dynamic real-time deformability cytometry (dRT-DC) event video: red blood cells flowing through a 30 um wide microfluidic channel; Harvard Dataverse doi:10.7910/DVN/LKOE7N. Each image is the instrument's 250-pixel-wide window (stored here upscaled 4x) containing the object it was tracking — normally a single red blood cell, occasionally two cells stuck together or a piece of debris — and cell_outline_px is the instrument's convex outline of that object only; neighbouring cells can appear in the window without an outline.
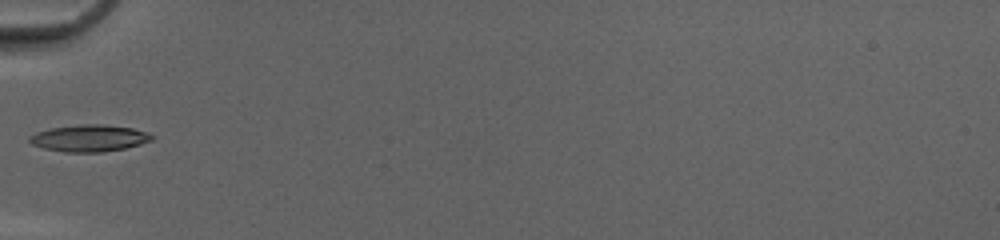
{"species": "common noctule bat (a hibernating species)", "species_latin": "Nyctalus noctula", "temperature_condition": "cold", "stored_images_in_passage": 32, "camera_frame_rate_fps": 3000, "um_per_image_px": 0.085, "animal": {"sex": "female", "body_mass_g": 20.0, "forearm_length_mm": 54.0}, "frame": {"image": 1, "passage_image": 1, "time_ms": 0.0, "image_size_px": [1000, 240], "cell_outline_px": [[156, 136], [152, 140], [140, 144], [124, 148], [100, 152], [64, 152], [44, 148], [32, 144], [28, 140], [28, 136], [36, 132], [52, 128], [80, 124], [104, 124], [132, 128], [148, 132]], "centroid_in_image_um": [7.6, 11.74], "position_along_channel_um": 77.4, "area_um2": 19.13}}
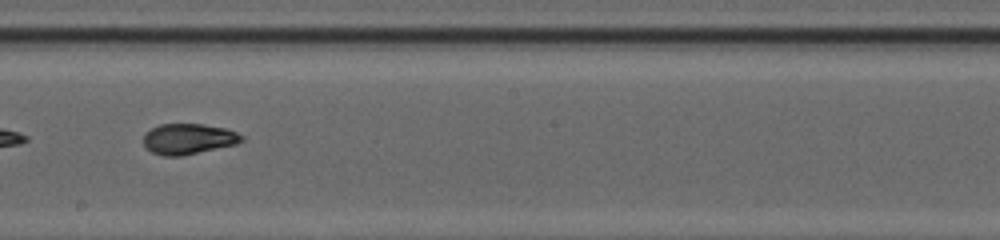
{"frame": {"image": 2, "passage_image": 12, "time_ms": 3.667, "image_size_px": [1000, 240], "cell_outline_px": [[244, 140], [236, 144], [180, 156], [164, 156], [152, 152], [144, 144], [144, 132], [160, 124], [204, 124], [228, 128], [244, 136]], "centroid_in_image_um": [16.03, 11.79], "position_along_channel_um": 232.2, "area_um2": 17.51}}
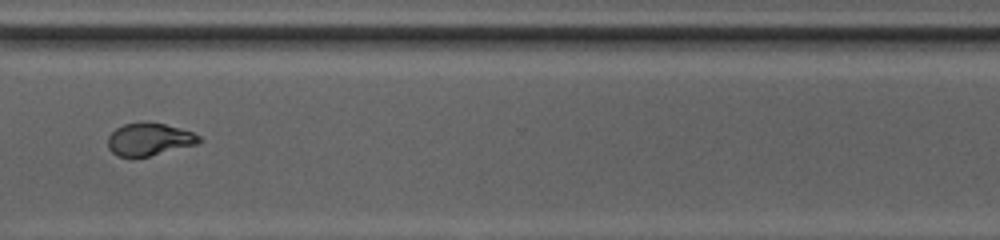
{"frame": {"image": 3, "passage_image": 21, "time_ms": 6.667, "image_size_px": [1000, 240], "cell_outline_px": [[204, 140], [196, 144], [132, 160], [116, 156], [108, 148], [108, 136], [116, 128], [124, 124], [164, 124], [180, 128], [192, 132], [200, 136]], "centroid_in_image_um": [12.65, 11.9], "position_along_channel_um": 357.9, "area_um2": 17.22}, "authors_computed_cell_mechanics": {"area_um2": 17.629, "velocity_mm_per_s": 4.1999, "shape_relaxation_time_tau1_ms": 3.1375, "shape_relaxation_time_tau2_ms": 2.1188, "deformation_change_tau1": 0.1479, "deformation_change_tau2": 0.0865}}